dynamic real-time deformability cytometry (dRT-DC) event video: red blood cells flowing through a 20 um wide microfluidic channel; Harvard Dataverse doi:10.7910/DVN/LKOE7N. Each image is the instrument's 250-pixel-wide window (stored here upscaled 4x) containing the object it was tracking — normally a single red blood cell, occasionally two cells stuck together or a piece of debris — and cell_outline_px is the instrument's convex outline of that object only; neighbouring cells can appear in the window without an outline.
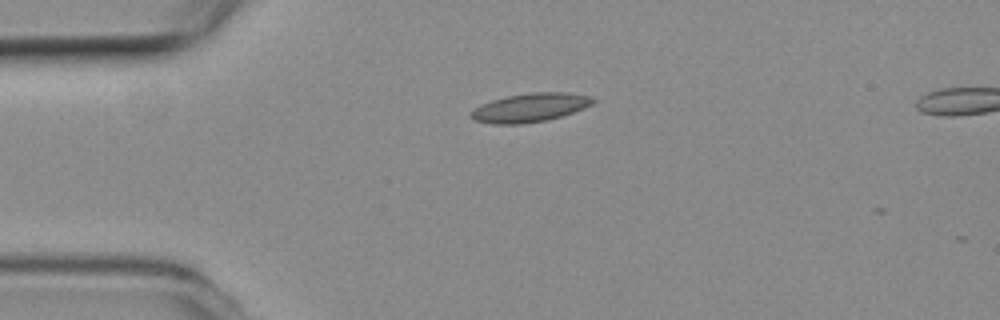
{"species": "common noctule bat (a hibernating species)", "species_latin": "Nyctalus noctula", "temperature_condition": "room temperature", "stored_images_in_passage": 2, "camera_frame_rate_fps": 3000, "um_per_image_px": 0.085, "animal": {"sex": "female", "body_mass_g": 19.3, "forearm_length_mm": 54.1}, "frame": {"image": 1, "passage_image": 1, "time_ms": 0.0, "image_size_px": [1000, 320], "cell_outline_px": [[596, 100], [592, 104], [584, 108], [548, 120], [520, 124], [492, 124], [476, 120], [468, 116], [472, 108], [480, 104], [492, 100], [508, 96], [532, 92], [568, 92], [592, 96]], "centroid_in_image_um": [45.04, 9.14], "position_along_channel_um": 40.0, "area_um2": 20.52}}